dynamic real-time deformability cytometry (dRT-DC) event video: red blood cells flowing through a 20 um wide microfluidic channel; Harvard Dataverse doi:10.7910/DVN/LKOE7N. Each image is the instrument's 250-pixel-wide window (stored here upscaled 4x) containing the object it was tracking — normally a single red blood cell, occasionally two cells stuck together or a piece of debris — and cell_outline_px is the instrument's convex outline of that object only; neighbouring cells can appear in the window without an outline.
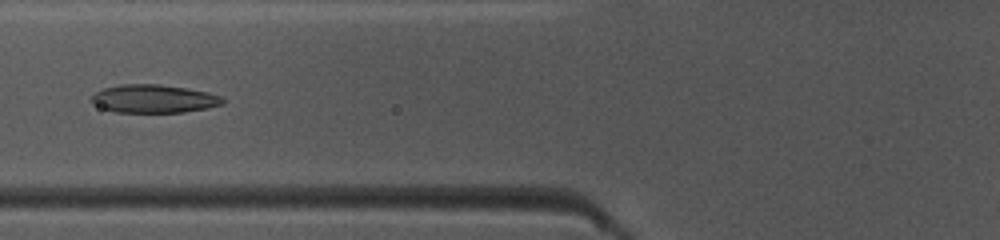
{"species": "common noctule bat (a hibernating species)", "species_latin": "Nyctalus noctula", "temperature_condition": "warm", "stored_images_in_passage": 43, "camera_frame_rate_fps": 3000, "um_per_image_px": 0.085, "animal": {"sex": "female", "body_mass_g": 10.0, "forearm_length_mm": 53.1}, "frame": {"image": 1, "passage_image": 14, "time_ms": 4.333, "image_size_px": [1000, 240], "cell_outline_px": [[224, 104], [208, 108], [184, 112], [116, 112], [100, 108], [92, 104], [88, 100], [96, 92], [104, 88], [120, 84], [160, 84], [208, 92], [220, 96], [224, 100]], "centroid_in_image_um": [13.03, 8.4], "position_along_channel_um": 112.8, "area_um2": 21.68}}
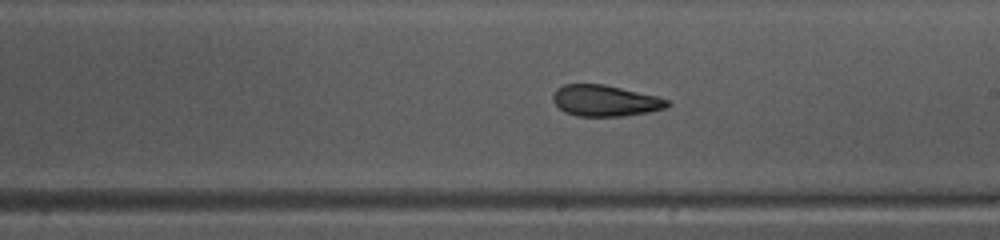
{"frame": {"image": 2, "passage_image": 23, "time_ms": 7.333, "image_size_px": [1000, 240], "cell_outline_px": [[672, 104], [664, 108], [648, 112], [624, 116], [576, 116], [564, 112], [552, 100], [552, 96], [556, 88], [564, 84], [604, 84], [656, 96], [668, 100]], "centroid_in_image_um": [51.41, 8.56], "position_along_channel_um": 237.6, "area_um2": 20.75}}
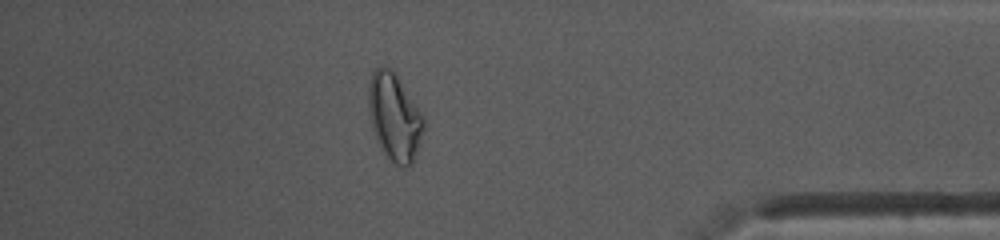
{"frame": {"image": 3, "passage_image": 37, "time_ms": 12.0, "image_size_px": [1000, 240], "cell_outline_px": [[424, 128], [412, 164], [404, 168], [396, 164], [384, 152], [376, 140], [372, 128], [368, 112], [368, 84], [372, 72], [380, 64], [392, 68], [424, 116]], "centroid_in_image_um": [33.5, 9.9], "position_along_channel_um": 401.7, "area_um2": 28.15}, "authors_computed_cell_mechanics": {"area_um2": 22.0218, "velocity_mm_per_s": 4.1493, "shape_relaxation_time_tau1_ms": 7.6358, "shape_relaxation_time_tau2_ms": 3.1608, "deformation_change_tau1": 0.2093, "deformation_change_tau2": 0.0704}}